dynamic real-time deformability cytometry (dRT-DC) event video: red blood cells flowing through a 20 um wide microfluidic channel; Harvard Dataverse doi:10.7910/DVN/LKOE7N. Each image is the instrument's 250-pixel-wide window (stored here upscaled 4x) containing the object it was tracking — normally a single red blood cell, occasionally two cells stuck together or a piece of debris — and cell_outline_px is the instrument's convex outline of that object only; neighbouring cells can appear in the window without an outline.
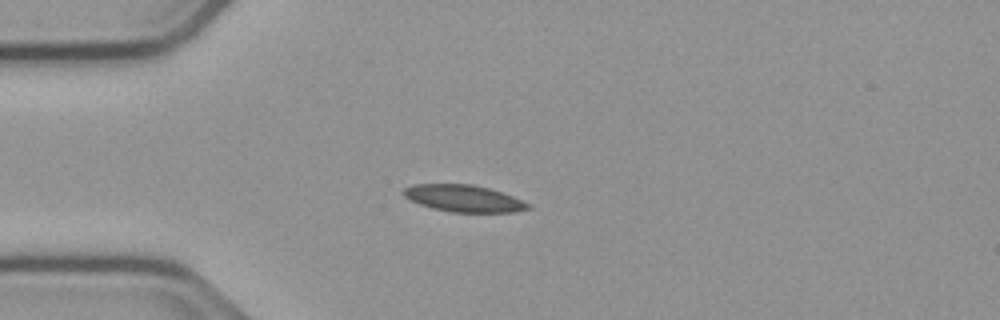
{"species": "common noctule bat (a hibernating species)", "species_latin": "Nyctalus noctula", "temperature_condition": "cold", "stored_images_in_passage": 42, "camera_frame_rate_fps": 3000, "um_per_image_px": 0.085, "animal": {"sex": "male", "body_mass_g": 23.1, "forearm_length_mm": 52.7}, "frame": {"image": 1, "passage_image": 1, "time_ms": 0.0, "image_size_px": [1000, 320], "cell_outline_px": [[532, 208], [512, 212], [452, 212], [432, 208], [420, 204], [404, 196], [400, 192], [404, 188], [412, 184], [472, 184], [488, 188], [512, 196], [528, 204]], "centroid_in_image_um": [39.36, 16.86], "position_along_channel_um": 45.6, "area_um2": 19.31}}
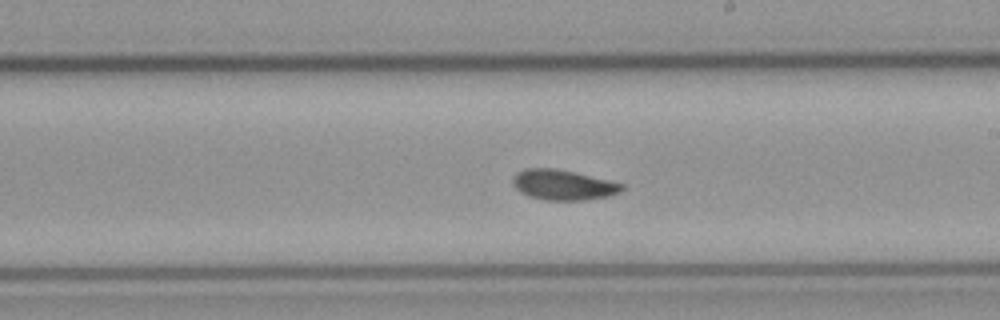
{"frame": {"image": 2, "passage_image": 18, "time_ms": 5.667, "image_size_px": [1000, 320], "cell_outline_px": [[624, 188], [620, 192], [608, 196], [584, 200], [544, 200], [528, 196], [520, 192], [512, 184], [512, 176], [516, 172], [528, 168], [556, 168], [608, 180], [624, 184]], "centroid_in_image_um": [47.83, 15.71], "position_along_channel_um": 241.2, "area_um2": 19.25}}
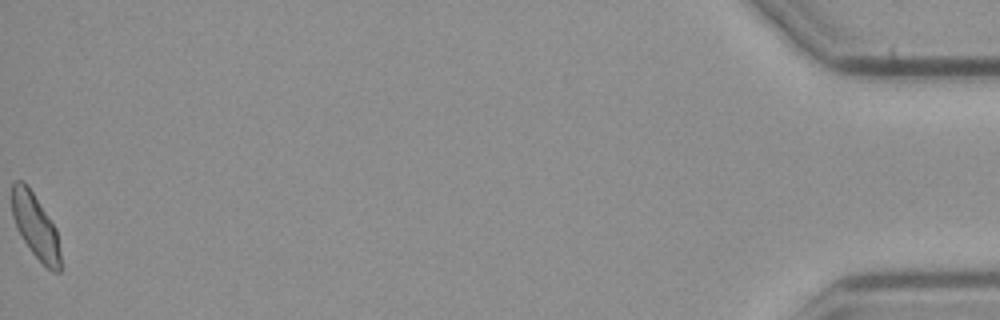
{"frame": {"image": 3, "passage_image": 42, "time_ms": 13.667, "image_size_px": [1000, 320], "cell_outline_px": [[60, 272], [52, 272], [32, 252], [24, 240], [12, 216], [12, 180], [24, 180], [56, 228], [60, 252]], "centroid_in_image_um": [3.01, 19.2], "position_along_channel_um": 432.2, "area_um2": 17.86}, "authors_computed_cell_mechanics": {"area_um2": 19.0451, "velocity_mm_per_s": 3.7436, "shape_relaxation_time_tau1_ms": 2.4162, "shape_relaxation_time_tau2_ms": null, "deformation_change_tau1": 0.101, "deformation_change_tau2": null}}